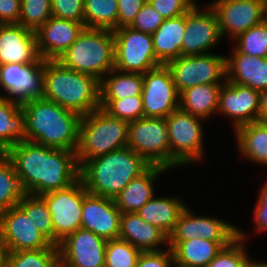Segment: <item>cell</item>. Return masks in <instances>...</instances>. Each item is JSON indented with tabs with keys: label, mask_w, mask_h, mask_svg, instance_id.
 <instances>
[{
	"label": "cell",
	"mask_w": 267,
	"mask_h": 267,
	"mask_svg": "<svg viewBox=\"0 0 267 267\" xmlns=\"http://www.w3.org/2000/svg\"><path fill=\"white\" fill-rule=\"evenodd\" d=\"M5 154L12 161L25 193L42 196L67 188L79 179L75 151L22 141Z\"/></svg>",
	"instance_id": "1"
},
{
	"label": "cell",
	"mask_w": 267,
	"mask_h": 267,
	"mask_svg": "<svg viewBox=\"0 0 267 267\" xmlns=\"http://www.w3.org/2000/svg\"><path fill=\"white\" fill-rule=\"evenodd\" d=\"M26 141L77 152L81 115L53 101L38 98L21 103Z\"/></svg>",
	"instance_id": "2"
},
{
	"label": "cell",
	"mask_w": 267,
	"mask_h": 267,
	"mask_svg": "<svg viewBox=\"0 0 267 267\" xmlns=\"http://www.w3.org/2000/svg\"><path fill=\"white\" fill-rule=\"evenodd\" d=\"M149 166L143 157L126 146L84 162L79 178L88 193L114 199Z\"/></svg>",
	"instance_id": "3"
},
{
	"label": "cell",
	"mask_w": 267,
	"mask_h": 267,
	"mask_svg": "<svg viewBox=\"0 0 267 267\" xmlns=\"http://www.w3.org/2000/svg\"><path fill=\"white\" fill-rule=\"evenodd\" d=\"M43 98L81 116L100 107V81L62 66L57 60H44Z\"/></svg>",
	"instance_id": "4"
},
{
	"label": "cell",
	"mask_w": 267,
	"mask_h": 267,
	"mask_svg": "<svg viewBox=\"0 0 267 267\" xmlns=\"http://www.w3.org/2000/svg\"><path fill=\"white\" fill-rule=\"evenodd\" d=\"M57 61L64 67L99 81L114 69V34L107 29L84 28Z\"/></svg>",
	"instance_id": "5"
},
{
	"label": "cell",
	"mask_w": 267,
	"mask_h": 267,
	"mask_svg": "<svg viewBox=\"0 0 267 267\" xmlns=\"http://www.w3.org/2000/svg\"><path fill=\"white\" fill-rule=\"evenodd\" d=\"M129 123L111 116L99 107L80 121L77 161L79 167L86 161L126 147Z\"/></svg>",
	"instance_id": "6"
},
{
	"label": "cell",
	"mask_w": 267,
	"mask_h": 267,
	"mask_svg": "<svg viewBox=\"0 0 267 267\" xmlns=\"http://www.w3.org/2000/svg\"><path fill=\"white\" fill-rule=\"evenodd\" d=\"M203 120L180 108L165 118L170 143V170L203 162Z\"/></svg>",
	"instance_id": "7"
},
{
	"label": "cell",
	"mask_w": 267,
	"mask_h": 267,
	"mask_svg": "<svg viewBox=\"0 0 267 267\" xmlns=\"http://www.w3.org/2000/svg\"><path fill=\"white\" fill-rule=\"evenodd\" d=\"M114 34V68L122 72L144 74L162 65L154 52L151 34L129 26L117 28Z\"/></svg>",
	"instance_id": "8"
},
{
	"label": "cell",
	"mask_w": 267,
	"mask_h": 267,
	"mask_svg": "<svg viewBox=\"0 0 267 267\" xmlns=\"http://www.w3.org/2000/svg\"><path fill=\"white\" fill-rule=\"evenodd\" d=\"M169 68L179 94L201 84H223L226 81V56L207 53L181 56L169 61Z\"/></svg>",
	"instance_id": "9"
},
{
	"label": "cell",
	"mask_w": 267,
	"mask_h": 267,
	"mask_svg": "<svg viewBox=\"0 0 267 267\" xmlns=\"http://www.w3.org/2000/svg\"><path fill=\"white\" fill-rule=\"evenodd\" d=\"M150 165L170 170V143L165 118H140L129 122L128 144Z\"/></svg>",
	"instance_id": "10"
},
{
	"label": "cell",
	"mask_w": 267,
	"mask_h": 267,
	"mask_svg": "<svg viewBox=\"0 0 267 267\" xmlns=\"http://www.w3.org/2000/svg\"><path fill=\"white\" fill-rule=\"evenodd\" d=\"M87 193L79 178L67 188L42 195L52 217L55 246L81 228L83 198Z\"/></svg>",
	"instance_id": "11"
},
{
	"label": "cell",
	"mask_w": 267,
	"mask_h": 267,
	"mask_svg": "<svg viewBox=\"0 0 267 267\" xmlns=\"http://www.w3.org/2000/svg\"><path fill=\"white\" fill-rule=\"evenodd\" d=\"M208 4L216 13L222 38L233 40L267 19L264 0H214Z\"/></svg>",
	"instance_id": "12"
},
{
	"label": "cell",
	"mask_w": 267,
	"mask_h": 267,
	"mask_svg": "<svg viewBox=\"0 0 267 267\" xmlns=\"http://www.w3.org/2000/svg\"><path fill=\"white\" fill-rule=\"evenodd\" d=\"M197 3L185 14L181 56L202 55L210 53L222 39L215 11Z\"/></svg>",
	"instance_id": "13"
},
{
	"label": "cell",
	"mask_w": 267,
	"mask_h": 267,
	"mask_svg": "<svg viewBox=\"0 0 267 267\" xmlns=\"http://www.w3.org/2000/svg\"><path fill=\"white\" fill-rule=\"evenodd\" d=\"M143 110L146 118H166L179 108L180 94L166 65L143 74Z\"/></svg>",
	"instance_id": "14"
},
{
	"label": "cell",
	"mask_w": 267,
	"mask_h": 267,
	"mask_svg": "<svg viewBox=\"0 0 267 267\" xmlns=\"http://www.w3.org/2000/svg\"><path fill=\"white\" fill-rule=\"evenodd\" d=\"M189 206L182 211L168 241H187L202 238L215 242H233L238 238V227L221 218L194 214ZM192 210V211H191Z\"/></svg>",
	"instance_id": "15"
},
{
	"label": "cell",
	"mask_w": 267,
	"mask_h": 267,
	"mask_svg": "<svg viewBox=\"0 0 267 267\" xmlns=\"http://www.w3.org/2000/svg\"><path fill=\"white\" fill-rule=\"evenodd\" d=\"M44 60L37 63H9L0 65V87L11 100L23 103L30 99L43 98Z\"/></svg>",
	"instance_id": "16"
},
{
	"label": "cell",
	"mask_w": 267,
	"mask_h": 267,
	"mask_svg": "<svg viewBox=\"0 0 267 267\" xmlns=\"http://www.w3.org/2000/svg\"><path fill=\"white\" fill-rule=\"evenodd\" d=\"M106 246L107 240L79 228L58 244L60 267H105Z\"/></svg>",
	"instance_id": "17"
},
{
	"label": "cell",
	"mask_w": 267,
	"mask_h": 267,
	"mask_svg": "<svg viewBox=\"0 0 267 267\" xmlns=\"http://www.w3.org/2000/svg\"><path fill=\"white\" fill-rule=\"evenodd\" d=\"M0 238L9 252L38 250L52 245L18 206L0 212Z\"/></svg>",
	"instance_id": "18"
},
{
	"label": "cell",
	"mask_w": 267,
	"mask_h": 267,
	"mask_svg": "<svg viewBox=\"0 0 267 267\" xmlns=\"http://www.w3.org/2000/svg\"><path fill=\"white\" fill-rule=\"evenodd\" d=\"M259 92L251 87L225 81L219 92L218 114L231 118L233 131L258 121Z\"/></svg>",
	"instance_id": "19"
},
{
	"label": "cell",
	"mask_w": 267,
	"mask_h": 267,
	"mask_svg": "<svg viewBox=\"0 0 267 267\" xmlns=\"http://www.w3.org/2000/svg\"><path fill=\"white\" fill-rule=\"evenodd\" d=\"M121 214L114 199L87 193L83 198L81 228L107 241L118 239Z\"/></svg>",
	"instance_id": "20"
},
{
	"label": "cell",
	"mask_w": 267,
	"mask_h": 267,
	"mask_svg": "<svg viewBox=\"0 0 267 267\" xmlns=\"http://www.w3.org/2000/svg\"><path fill=\"white\" fill-rule=\"evenodd\" d=\"M84 28V23L51 16L35 31L40 58L57 60L77 39Z\"/></svg>",
	"instance_id": "21"
},
{
	"label": "cell",
	"mask_w": 267,
	"mask_h": 267,
	"mask_svg": "<svg viewBox=\"0 0 267 267\" xmlns=\"http://www.w3.org/2000/svg\"><path fill=\"white\" fill-rule=\"evenodd\" d=\"M40 59L34 31L19 24H0V65L32 64Z\"/></svg>",
	"instance_id": "22"
},
{
	"label": "cell",
	"mask_w": 267,
	"mask_h": 267,
	"mask_svg": "<svg viewBox=\"0 0 267 267\" xmlns=\"http://www.w3.org/2000/svg\"><path fill=\"white\" fill-rule=\"evenodd\" d=\"M226 81L251 87L256 91L267 89V58L240 53L234 46L226 56Z\"/></svg>",
	"instance_id": "23"
},
{
	"label": "cell",
	"mask_w": 267,
	"mask_h": 267,
	"mask_svg": "<svg viewBox=\"0 0 267 267\" xmlns=\"http://www.w3.org/2000/svg\"><path fill=\"white\" fill-rule=\"evenodd\" d=\"M118 238L129 242L141 252L160 251L169 247L168 236L143 220L137 212L121 214Z\"/></svg>",
	"instance_id": "24"
},
{
	"label": "cell",
	"mask_w": 267,
	"mask_h": 267,
	"mask_svg": "<svg viewBox=\"0 0 267 267\" xmlns=\"http://www.w3.org/2000/svg\"><path fill=\"white\" fill-rule=\"evenodd\" d=\"M169 169L150 165L143 173L135 177L114 198L117 208L124 213L137 212L154 195L156 180Z\"/></svg>",
	"instance_id": "25"
},
{
	"label": "cell",
	"mask_w": 267,
	"mask_h": 267,
	"mask_svg": "<svg viewBox=\"0 0 267 267\" xmlns=\"http://www.w3.org/2000/svg\"><path fill=\"white\" fill-rule=\"evenodd\" d=\"M232 242H215L202 238L187 241H168L173 252L176 267H206L221 251Z\"/></svg>",
	"instance_id": "26"
},
{
	"label": "cell",
	"mask_w": 267,
	"mask_h": 267,
	"mask_svg": "<svg viewBox=\"0 0 267 267\" xmlns=\"http://www.w3.org/2000/svg\"><path fill=\"white\" fill-rule=\"evenodd\" d=\"M183 202L178 197L154 195L137 213L143 220L158 227L169 236L187 206Z\"/></svg>",
	"instance_id": "27"
},
{
	"label": "cell",
	"mask_w": 267,
	"mask_h": 267,
	"mask_svg": "<svg viewBox=\"0 0 267 267\" xmlns=\"http://www.w3.org/2000/svg\"><path fill=\"white\" fill-rule=\"evenodd\" d=\"M184 30L185 14L165 19L152 34L154 52L162 65L181 57Z\"/></svg>",
	"instance_id": "28"
},
{
	"label": "cell",
	"mask_w": 267,
	"mask_h": 267,
	"mask_svg": "<svg viewBox=\"0 0 267 267\" xmlns=\"http://www.w3.org/2000/svg\"><path fill=\"white\" fill-rule=\"evenodd\" d=\"M0 94V153L26 141L25 114L20 102Z\"/></svg>",
	"instance_id": "29"
},
{
	"label": "cell",
	"mask_w": 267,
	"mask_h": 267,
	"mask_svg": "<svg viewBox=\"0 0 267 267\" xmlns=\"http://www.w3.org/2000/svg\"><path fill=\"white\" fill-rule=\"evenodd\" d=\"M222 84H201L180 93L179 108L203 119L216 114ZM212 115V116H211Z\"/></svg>",
	"instance_id": "30"
},
{
	"label": "cell",
	"mask_w": 267,
	"mask_h": 267,
	"mask_svg": "<svg viewBox=\"0 0 267 267\" xmlns=\"http://www.w3.org/2000/svg\"><path fill=\"white\" fill-rule=\"evenodd\" d=\"M237 148L246 160L267 166V124L252 122L236 128Z\"/></svg>",
	"instance_id": "31"
},
{
	"label": "cell",
	"mask_w": 267,
	"mask_h": 267,
	"mask_svg": "<svg viewBox=\"0 0 267 267\" xmlns=\"http://www.w3.org/2000/svg\"><path fill=\"white\" fill-rule=\"evenodd\" d=\"M143 82L141 73L122 72L114 68L100 81V100L142 96Z\"/></svg>",
	"instance_id": "32"
},
{
	"label": "cell",
	"mask_w": 267,
	"mask_h": 267,
	"mask_svg": "<svg viewBox=\"0 0 267 267\" xmlns=\"http://www.w3.org/2000/svg\"><path fill=\"white\" fill-rule=\"evenodd\" d=\"M25 194L12 161L0 153V212L17 206Z\"/></svg>",
	"instance_id": "33"
},
{
	"label": "cell",
	"mask_w": 267,
	"mask_h": 267,
	"mask_svg": "<svg viewBox=\"0 0 267 267\" xmlns=\"http://www.w3.org/2000/svg\"><path fill=\"white\" fill-rule=\"evenodd\" d=\"M117 0H84V27L89 29H117Z\"/></svg>",
	"instance_id": "34"
},
{
	"label": "cell",
	"mask_w": 267,
	"mask_h": 267,
	"mask_svg": "<svg viewBox=\"0 0 267 267\" xmlns=\"http://www.w3.org/2000/svg\"><path fill=\"white\" fill-rule=\"evenodd\" d=\"M17 206L30 217L39 231L54 245L52 217L47 202L42 196L26 193Z\"/></svg>",
	"instance_id": "35"
},
{
	"label": "cell",
	"mask_w": 267,
	"mask_h": 267,
	"mask_svg": "<svg viewBox=\"0 0 267 267\" xmlns=\"http://www.w3.org/2000/svg\"><path fill=\"white\" fill-rule=\"evenodd\" d=\"M7 267H60L58 246L9 252Z\"/></svg>",
	"instance_id": "36"
},
{
	"label": "cell",
	"mask_w": 267,
	"mask_h": 267,
	"mask_svg": "<svg viewBox=\"0 0 267 267\" xmlns=\"http://www.w3.org/2000/svg\"><path fill=\"white\" fill-rule=\"evenodd\" d=\"M233 40L234 47L240 53L267 58V19L261 24L240 33Z\"/></svg>",
	"instance_id": "37"
},
{
	"label": "cell",
	"mask_w": 267,
	"mask_h": 267,
	"mask_svg": "<svg viewBox=\"0 0 267 267\" xmlns=\"http://www.w3.org/2000/svg\"><path fill=\"white\" fill-rule=\"evenodd\" d=\"M141 251L127 241H107L105 267H135Z\"/></svg>",
	"instance_id": "38"
},
{
	"label": "cell",
	"mask_w": 267,
	"mask_h": 267,
	"mask_svg": "<svg viewBox=\"0 0 267 267\" xmlns=\"http://www.w3.org/2000/svg\"><path fill=\"white\" fill-rule=\"evenodd\" d=\"M100 107L111 116L128 123L144 117L142 96H133L118 100H100Z\"/></svg>",
	"instance_id": "39"
},
{
	"label": "cell",
	"mask_w": 267,
	"mask_h": 267,
	"mask_svg": "<svg viewBox=\"0 0 267 267\" xmlns=\"http://www.w3.org/2000/svg\"><path fill=\"white\" fill-rule=\"evenodd\" d=\"M248 234L238 227V238L224 247L206 267H241L250 257L245 248Z\"/></svg>",
	"instance_id": "40"
},
{
	"label": "cell",
	"mask_w": 267,
	"mask_h": 267,
	"mask_svg": "<svg viewBox=\"0 0 267 267\" xmlns=\"http://www.w3.org/2000/svg\"><path fill=\"white\" fill-rule=\"evenodd\" d=\"M51 16V0H21L19 25L35 32Z\"/></svg>",
	"instance_id": "41"
},
{
	"label": "cell",
	"mask_w": 267,
	"mask_h": 267,
	"mask_svg": "<svg viewBox=\"0 0 267 267\" xmlns=\"http://www.w3.org/2000/svg\"><path fill=\"white\" fill-rule=\"evenodd\" d=\"M164 20L165 18L150 3H145L129 27L152 35Z\"/></svg>",
	"instance_id": "42"
},
{
	"label": "cell",
	"mask_w": 267,
	"mask_h": 267,
	"mask_svg": "<svg viewBox=\"0 0 267 267\" xmlns=\"http://www.w3.org/2000/svg\"><path fill=\"white\" fill-rule=\"evenodd\" d=\"M52 16L84 23V0H51Z\"/></svg>",
	"instance_id": "43"
},
{
	"label": "cell",
	"mask_w": 267,
	"mask_h": 267,
	"mask_svg": "<svg viewBox=\"0 0 267 267\" xmlns=\"http://www.w3.org/2000/svg\"><path fill=\"white\" fill-rule=\"evenodd\" d=\"M165 19L186 14L197 2L195 0H152L149 2Z\"/></svg>",
	"instance_id": "44"
},
{
	"label": "cell",
	"mask_w": 267,
	"mask_h": 267,
	"mask_svg": "<svg viewBox=\"0 0 267 267\" xmlns=\"http://www.w3.org/2000/svg\"><path fill=\"white\" fill-rule=\"evenodd\" d=\"M172 250L167 247L160 251L141 252L135 267H174Z\"/></svg>",
	"instance_id": "45"
},
{
	"label": "cell",
	"mask_w": 267,
	"mask_h": 267,
	"mask_svg": "<svg viewBox=\"0 0 267 267\" xmlns=\"http://www.w3.org/2000/svg\"><path fill=\"white\" fill-rule=\"evenodd\" d=\"M144 4L143 0H117V28L129 26Z\"/></svg>",
	"instance_id": "46"
},
{
	"label": "cell",
	"mask_w": 267,
	"mask_h": 267,
	"mask_svg": "<svg viewBox=\"0 0 267 267\" xmlns=\"http://www.w3.org/2000/svg\"><path fill=\"white\" fill-rule=\"evenodd\" d=\"M259 197L253 209V222L256 233L267 232V180L259 190Z\"/></svg>",
	"instance_id": "47"
},
{
	"label": "cell",
	"mask_w": 267,
	"mask_h": 267,
	"mask_svg": "<svg viewBox=\"0 0 267 267\" xmlns=\"http://www.w3.org/2000/svg\"><path fill=\"white\" fill-rule=\"evenodd\" d=\"M21 0H0V24H18Z\"/></svg>",
	"instance_id": "48"
},
{
	"label": "cell",
	"mask_w": 267,
	"mask_h": 267,
	"mask_svg": "<svg viewBox=\"0 0 267 267\" xmlns=\"http://www.w3.org/2000/svg\"><path fill=\"white\" fill-rule=\"evenodd\" d=\"M258 122L267 124V89L259 91Z\"/></svg>",
	"instance_id": "49"
},
{
	"label": "cell",
	"mask_w": 267,
	"mask_h": 267,
	"mask_svg": "<svg viewBox=\"0 0 267 267\" xmlns=\"http://www.w3.org/2000/svg\"><path fill=\"white\" fill-rule=\"evenodd\" d=\"M8 248L0 238V267H7Z\"/></svg>",
	"instance_id": "50"
},
{
	"label": "cell",
	"mask_w": 267,
	"mask_h": 267,
	"mask_svg": "<svg viewBox=\"0 0 267 267\" xmlns=\"http://www.w3.org/2000/svg\"><path fill=\"white\" fill-rule=\"evenodd\" d=\"M241 267H265V261H254L249 257Z\"/></svg>",
	"instance_id": "51"
},
{
	"label": "cell",
	"mask_w": 267,
	"mask_h": 267,
	"mask_svg": "<svg viewBox=\"0 0 267 267\" xmlns=\"http://www.w3.org/2000/svg\"><path fill=\"white\" fill-rule=\"evenodd\" d=\"M145 3H149L151 2L152 0H143Z\"/></svg>",
	"instance_id": "52"
}]
</instances>
